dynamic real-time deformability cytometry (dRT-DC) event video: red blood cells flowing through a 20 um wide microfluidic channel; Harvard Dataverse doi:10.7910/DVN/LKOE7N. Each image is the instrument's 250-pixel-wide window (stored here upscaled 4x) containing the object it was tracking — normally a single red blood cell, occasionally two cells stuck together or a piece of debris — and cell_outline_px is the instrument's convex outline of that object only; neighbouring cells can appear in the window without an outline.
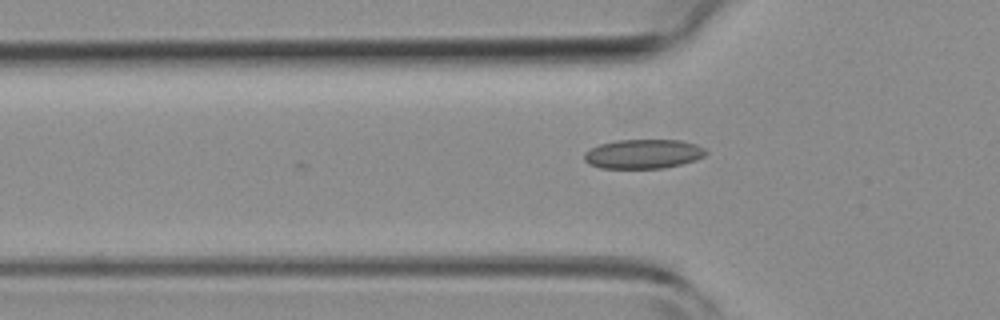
{"species": "common noctule bat (a hibernating species)", "species_latin": "Nyctalus noctula", "temperature_condition": "room temperature", "stored_images_in_passage": 4, "camera_frame_rate_fps": 3000, "um_per_image_px": 0.085, "animal": {"sex": "female", "body_mass_g": 19.3, "forearm_length_mm": 54.1}, "frame": {"image": 1, "passage_image": 4, "time_ms": 1.0, "image_size_px": [1000, 320], "cell_outline_px": [[708, 152], [704, 156], [696, 160], [664, 168], [600, 168], [588, 164], [584, 160], [584, 152], [600, 144], [616, 140], [680, 140], [696, 144], [704, 148]], "centroid_in_image_um": [54.67, 13.08], "position_along_channel_um": 71.1, "area_um2": 20.81}}